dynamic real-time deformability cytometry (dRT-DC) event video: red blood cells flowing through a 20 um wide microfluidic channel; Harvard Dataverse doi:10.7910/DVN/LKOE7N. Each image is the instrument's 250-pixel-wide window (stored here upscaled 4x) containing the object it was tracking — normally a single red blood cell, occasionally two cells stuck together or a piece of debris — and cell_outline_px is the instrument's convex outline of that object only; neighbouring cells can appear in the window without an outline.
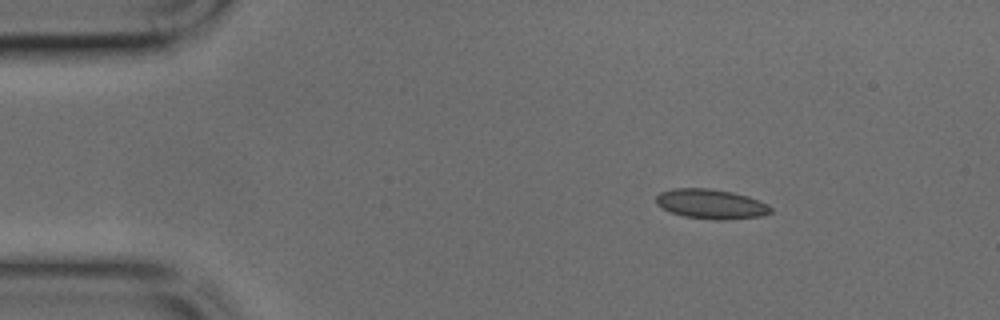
{"species": "common noctule bat (a hibernating species)", "species_latin": "Nyctalus noctula", "temperature_condition": "cold", "stored_images_in_passage": 39, "camera_frame_rate_fps": 3000, "um_per_image_px": 0.085, "animal": {"sex": "male", "body_mass_g": 17.9, "forearm_length_mm": 54.2}, "frame": {"image": 1, "passage_image": 1, "time_ms": 0.0, "image_size_px": [1000, 320], "cell_outline_px": [[772, 212], [760, 216], [724, 220], [716, 220], [684, 216], [672, 212], [656, 204], [656, 196], [660, 192], [672, 188], [708, 188], [732, 192], [748, 196], [768, 204], [772, 208]], "centroid_in_image_um": [60.44, 17.33], "position_along_channel_um": 24.6, "area_um2": 19.77}}
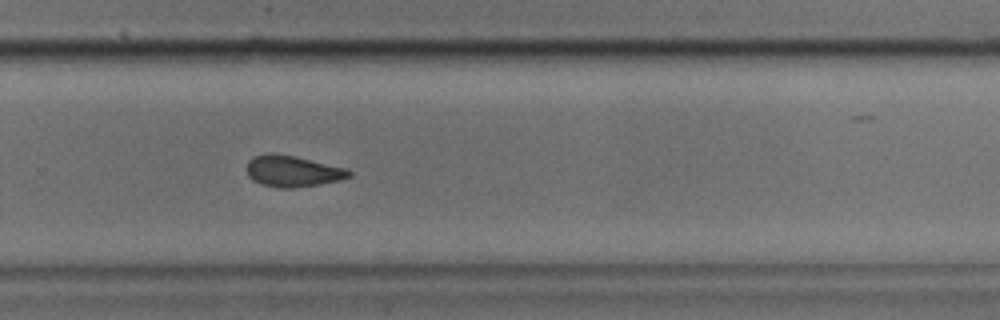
{"frame": {"image": 2, "passage_image": 24, "time_ms": 7.667, "image_size_px": [1000, 320], "cell_outline_px": [[352, 176], [340, 180], [292, 188], [280, 188], [260, 184], [252, 180], [248, 176], [244, 168], [248, 160], [252, 156], [268, 152], [272, 152], [292, 156], [348, 168], [352, 172]], "centroid_in_image_um": [24.81, 14.54], "position_along_channel_um": 305.0, "area_um2": 18.84}}
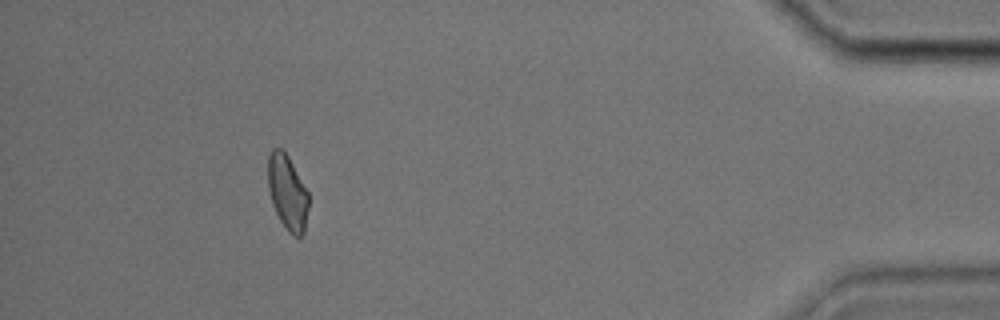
{"frame": {"image": 3, "passage_image": 35, "time_ms": 11.333, "image_size_px": [1000, 320], "cell_outline_px": [[308, 208], [304, 232], [300, 236], [292, 236], [288, 232], [280, 220], [272, 204], [268, 188], [268, 156], [272, 148], [284, 148], [308, 192]], "centroid_in_image_um": [24.42, 16.33], "position_along_channel_um": 410.8, "area_um2": 17.8}}